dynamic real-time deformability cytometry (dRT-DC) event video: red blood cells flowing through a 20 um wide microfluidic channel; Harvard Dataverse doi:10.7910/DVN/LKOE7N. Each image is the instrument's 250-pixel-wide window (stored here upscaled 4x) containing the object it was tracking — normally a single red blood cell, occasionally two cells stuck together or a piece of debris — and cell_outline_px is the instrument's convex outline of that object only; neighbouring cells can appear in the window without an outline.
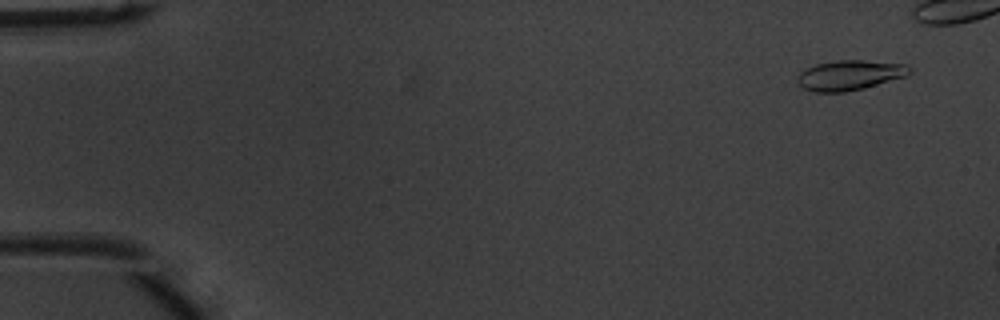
{"species": "common noctule bat (a hibernating species)", "species_latin": "Nyctalus noctula", "temperature_condition": "warm", "stored_images_in_passage": 10, "camera_frame_rate_fps": 3000, "um_per_image_px": 0.085, "animal": {"sex": "male", "body_mass_g": 20.1, "forearm_length_mm": 53.5}, "frame": {"image": 1, "passage_image": 4, "time_ms": 1.0, "image_size_px": [1000, 320], "cell_outline_px": [[912, 72], [908, 76], [864, 88], [844, 92], [812, 92], [804, 88], [796, 80], [800, 72], [816, 64], [836, 60], [864, 60], [904, 64], [912, 68]], "centroid_in_image_um": [72.26, 6.39], "position_along_channel_um": 12.7, "area_um2": 19.65}}